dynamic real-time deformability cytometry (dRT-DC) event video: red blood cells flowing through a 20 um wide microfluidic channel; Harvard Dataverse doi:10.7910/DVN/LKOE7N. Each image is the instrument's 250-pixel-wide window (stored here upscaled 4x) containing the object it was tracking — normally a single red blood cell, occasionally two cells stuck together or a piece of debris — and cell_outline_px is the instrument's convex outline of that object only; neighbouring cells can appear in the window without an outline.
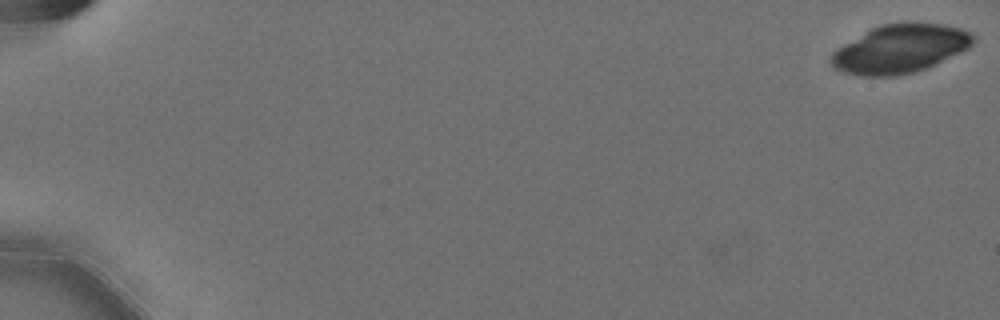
{"species": "Egyptian fruit bat (a non-hibernating species)", "species_latin": "Rousettus aegyptiacus", "temperature_condition": "cold", "stored_images_in_passage": 11, "camera_frame_rate_fps": 3000, "um_per_image_px": 0.085, "animal": {"sex": "female"}, "frame": {"image": 1, "passage_image": 1, "time_ms": 0.0, "image_size_px": [1000, 320], "cell_outline_px": [[976, 40], [968, 48], [960, 52], [916, 72], [896, 76], [860, 76], [844, 72], [832, 68], [828, 60], [832, 52], [836, 48], [872, 28], [880, 24], [944, 24], [960, 28], [968, 32]], "centroid_in_image_um": [76.44, 4.18], "position_along_channel_um": 8.6, "area_um2": 39.71}}